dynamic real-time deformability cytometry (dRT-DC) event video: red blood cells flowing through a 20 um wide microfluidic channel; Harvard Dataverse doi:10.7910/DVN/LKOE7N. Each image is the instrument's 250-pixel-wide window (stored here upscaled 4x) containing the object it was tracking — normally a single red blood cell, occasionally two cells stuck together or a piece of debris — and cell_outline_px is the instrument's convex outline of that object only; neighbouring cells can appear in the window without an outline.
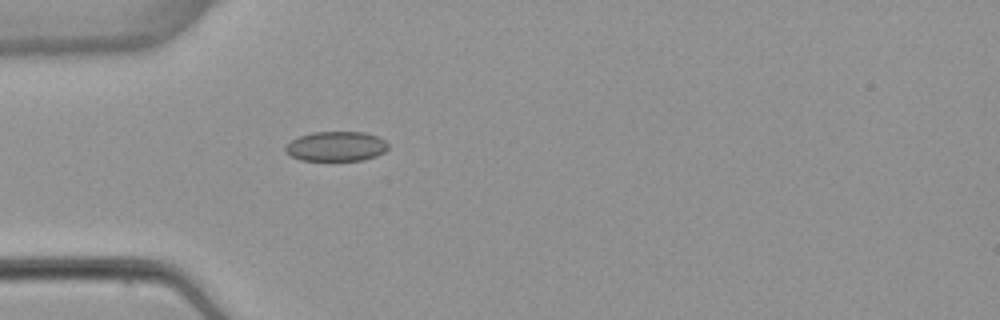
{"species": "common noctule bat (a hibernating species)", "species_latin": "Nyctalus noctula", "temperature_condition": "warm", "stored_images_in_passage": 5, "camera_frame_rate_fps": 3000, "um_per_image_px": 0.085, "animal": {"sex": "female", "body_mass_g": 22.7, "forearm_length_mm": 54.2}, "frame": {"image": 1, "passage_image": 5, "time_ms": 4.333, "image_size_px": [1000, 320], "cell_outline_px": [[388, 148], [384, 152], [376, 156], [364, 160], [300, 160], [284, 152], [284, 148], [292, 140], [300, 136], [312, 132], [364, 132], [376, 136], [384, 140], [388, 144]], "centroid_in_image_um": [28.57, 12.44], "position_along_channel_um": 56.4, "area_um2": 17.74}}